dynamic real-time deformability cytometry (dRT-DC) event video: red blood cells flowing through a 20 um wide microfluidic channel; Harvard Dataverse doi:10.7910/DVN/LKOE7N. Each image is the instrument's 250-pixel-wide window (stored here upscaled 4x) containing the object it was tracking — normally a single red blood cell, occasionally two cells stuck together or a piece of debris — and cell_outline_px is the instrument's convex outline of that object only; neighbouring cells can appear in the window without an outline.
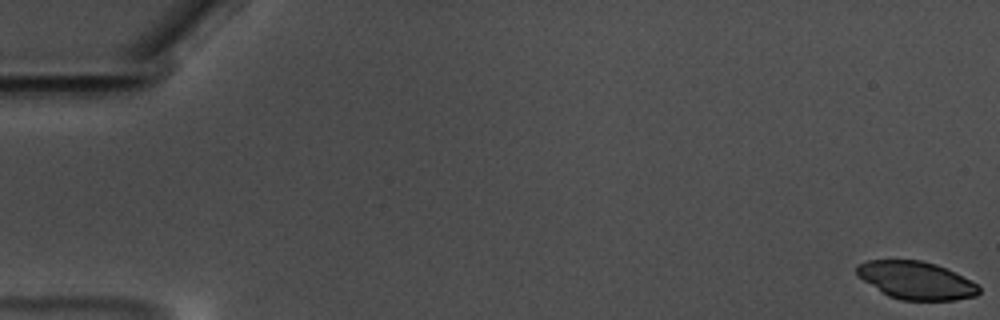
{"species": "common noctule bat (a hibernating species)", "species_latin": "Nyctalus noctula", "temperature_condition": "warm", "stored_images_in_passage": 61, "camera_frame_rate_fps": 3000, "um_per_image_px": 0.085, "animal": {"sex": "male", "body_mass_g": 17.5, "forearm_length_mm": 52.3}, "frame": {"image": 1, "passage_image": 1, "time_ms": 0.0, "image_size_px": [1000, 320], "cell_outline_px": [[980, 292], [976, 296], [956, 300], [900, 300], [888, 296], [856, 276], [856, 264], [868, 260], [920, 260], [936, 264], [972, 280], [980, 288]], "centroid_in_image_um": [77.85, 23.83], "position_along_channel_um": 7.2, "area_um2": 27.05}}
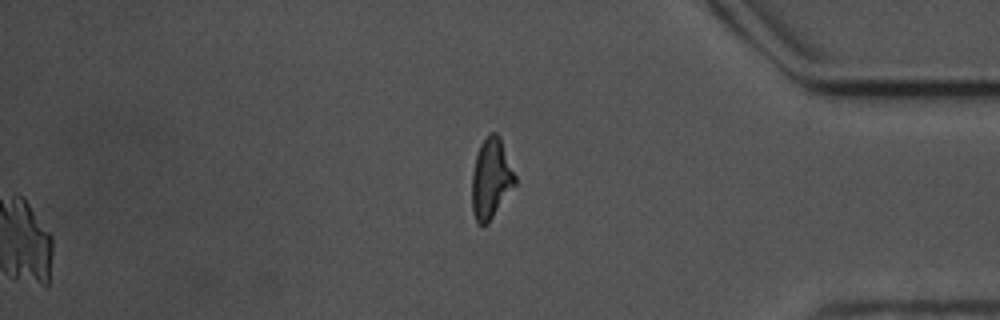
{"frame": {"image": 2, "passage_image": 61, "time_ms": 20.0, "image_size_px": [1000, 320], "cell_outline_px": [[516, 184], [488, 224], [480, 224], [476, 220], [472, 212], [472, 172], [476, 156], [480, 144], [488, 132], [496, 132], [500, 136], [516, 176]], "centroid_in_image_um": [41.74, 15.15], "position_along_channel_um": 393.5, "area_um2": 20.29}}